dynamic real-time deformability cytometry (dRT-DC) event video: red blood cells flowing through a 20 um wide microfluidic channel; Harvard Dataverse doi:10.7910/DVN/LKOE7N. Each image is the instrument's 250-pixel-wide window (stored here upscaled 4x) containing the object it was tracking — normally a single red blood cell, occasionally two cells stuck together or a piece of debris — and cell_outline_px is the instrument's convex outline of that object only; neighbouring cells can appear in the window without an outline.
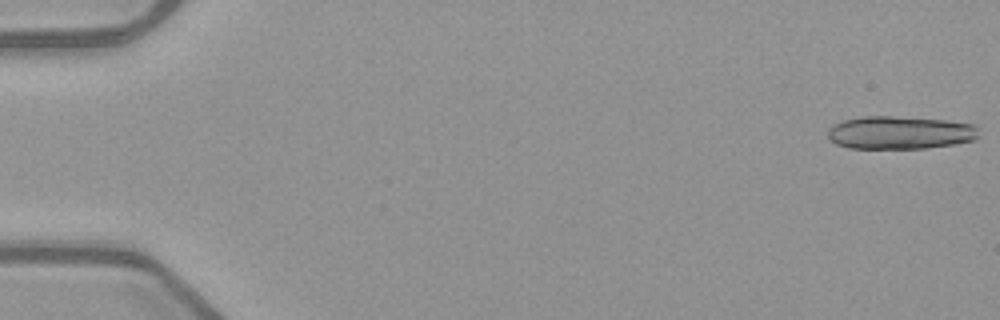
{"species": "common noctule bat (a hibernating species)", "species_latin": "Nyctalus noctula", "temperature_condition": "warm", "stored_images_in_passage": 16, "camera_frame_rate_fps": 3000, "um_per_image_px": 0.085, "animal": {"sex": "female", "body_mass_g": 21.9}, "frame": {"image": 1, "passage_image": 1, "time_ms": 0.0, "image_size_px": [1000, 320], "cell_outline_px": [[980, 136], [976, 140], [952, 144], [924, 148], [848, 148], [836, 144], [828, 136], [828, 128], [844, 120], [864, 116], [892, 116], [944, 120], [976, 124]], "centroid_in_image_um": [76.54, 11.27], "position_along_channel_um": 8.5, "area_um2": 29.02}}
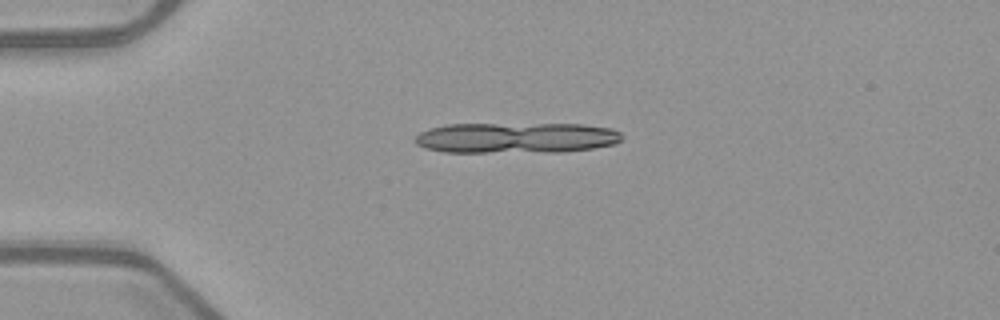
{"frame": {"image": 2, "passage_image": 13, "time_ms": 4.0, "image_size_px": [1000, 320], "cell_outline_px": [[624, 136], [616, 144], [592, 148], [564, 152], [444, 152], [424, 148], [416, 144], [412, 140], [420, 132], [428, 128], [448, 124], [580, 124], [612, 128], [620, 132]], "centroid_in_image_um": [43.86, 11.71], "position_along_channel_um": 41.1, "area_um2": 37.4}}